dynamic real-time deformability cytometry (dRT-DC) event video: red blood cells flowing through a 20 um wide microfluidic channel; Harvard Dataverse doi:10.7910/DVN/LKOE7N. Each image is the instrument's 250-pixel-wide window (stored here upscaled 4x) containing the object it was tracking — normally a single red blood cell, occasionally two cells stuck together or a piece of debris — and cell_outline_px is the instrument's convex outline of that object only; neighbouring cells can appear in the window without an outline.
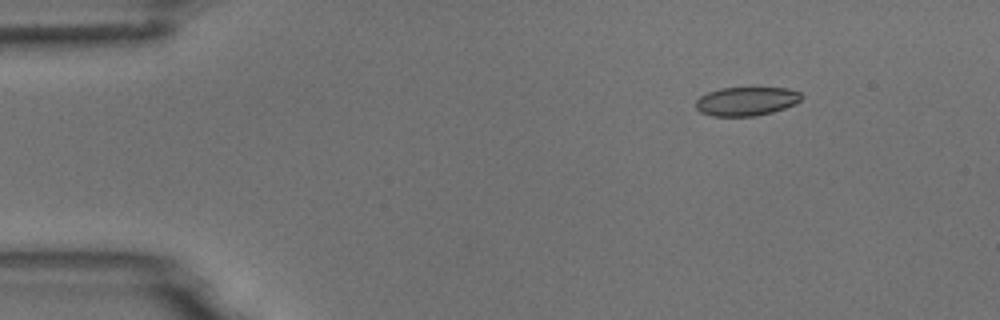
{"species": "common noctule bat (a hibernating species)", "species_latin": "Nyctalus noctula", "temperature_condition": "room temperature", "stored_images_in_passage": 6, "camera_frame_rate_fps": 3000, "um_per_image_px": 0.085, "animal": {"sex": "male", "body_mass_g": 18.8}, "frame": {"image": 1, "passage_image": 2, "time_ms": 1.333, "image_size_px": [1000, 320], "cell_outline_px": [[804, 96], [796, 104], [772, 112], [756, 116], [712, 116], [700, 112], [696, 108], [696, 100], [700, 96], [708, 92], [720, 88], [788, 88], [800, 92]], "centroid_in_image_um": [63.45, 8.61], "position_along_channel_um": 21.5, "area_um2": 17.8}}
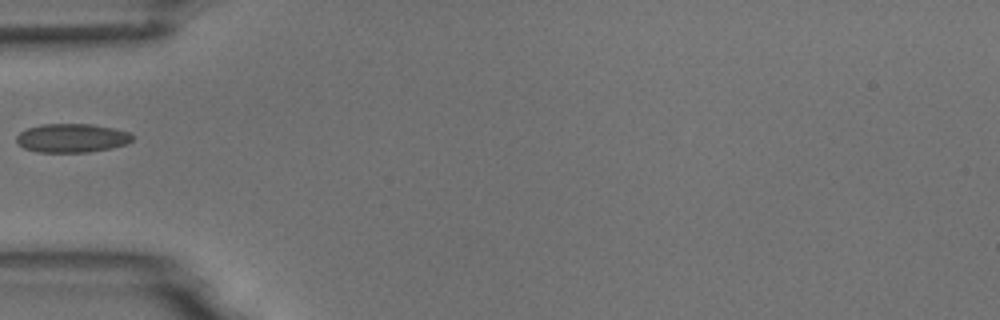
{"frame": {"image": 2, "passage_image": 5, "time_ms": 5.0, "image_size_px": [1000, 320], "cell_outline_px": [[132, 140], [124, 144], [112, 148], [88, 152], [36, 152], [24, 148], [16, 140], [16, 136], [20, 132], [28, 128], [40, 124], [92, 124], [112, 128], [128, 132], [132, 136]], "centroid_in_image_um": [6.08, 11.73], "position_along_channel_um": 78.9, "area_um2": 19.31}}